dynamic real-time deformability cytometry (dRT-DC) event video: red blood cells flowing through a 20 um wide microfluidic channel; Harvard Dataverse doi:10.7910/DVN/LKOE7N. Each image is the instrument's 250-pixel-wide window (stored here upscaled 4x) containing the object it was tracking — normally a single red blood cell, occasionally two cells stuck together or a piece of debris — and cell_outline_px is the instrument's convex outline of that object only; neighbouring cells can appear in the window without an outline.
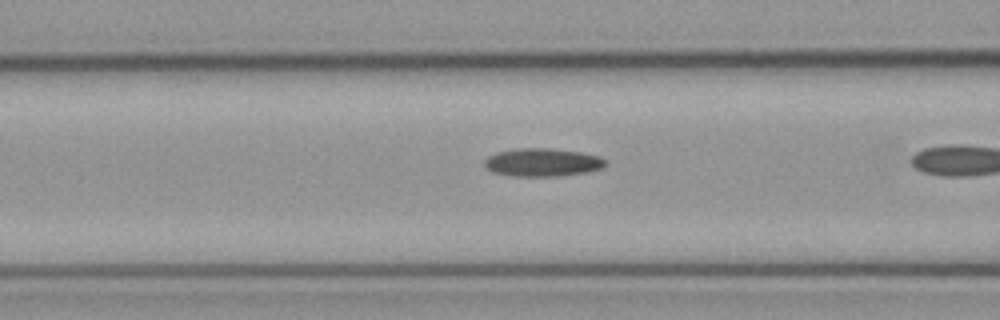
{"species": "common noctule bat (a hibernating species)", "species_latin": "Nyctalus noctula", "temperature_condition": "cold", "stored_images_in_passage": 11, "camera_frame_rate_fps": 3000, "um_per_image_px": 0.085, "animal": {"sex": "male", "body_mass_g": 23.1, "forearm_length_mm": 52.7}, "frame": {"image": 1, "passage_image": 10, "time_ms": 3.0, "image_size_px": [1000, 320], "cell_outline_px": [[608, 164], [600, 168], [588, 172], [556, 176], [512, 176], [492, 172], [484, 168], [484, 160], [488, 156], [496, 152], [516, 148], [552, 148], [580, 152], [600, 156], [608, 160]], "centroid_in_image_um": [46.1, 13.79], "position_along_channel_um": 120.5, "area_um2": 20.11}}